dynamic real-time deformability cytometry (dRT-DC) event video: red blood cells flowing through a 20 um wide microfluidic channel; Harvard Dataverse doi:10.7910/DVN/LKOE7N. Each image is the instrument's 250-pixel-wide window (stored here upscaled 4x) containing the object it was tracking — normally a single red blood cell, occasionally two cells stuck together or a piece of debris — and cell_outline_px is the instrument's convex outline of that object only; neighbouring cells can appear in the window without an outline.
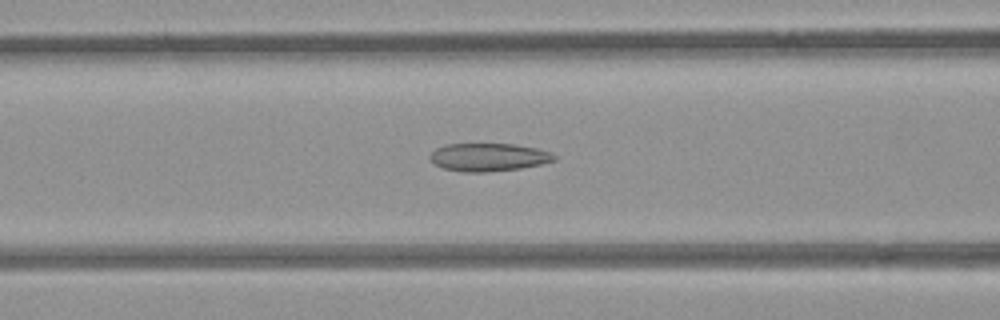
{"species": "common noctule bat (a hibernating species)", "species_latin": "Nyctalus noctula", "temperature_condition": "room temperature", "stored_images_in_passage": 37, "camera_frame_rate_fps": 3000, "um_per_image_px": 0.085, "animal": {"sex": "female", "body_mass_g": 21.9}, "frame": {"image": 1, "passage_image": 12, "time_ms": 3.667, "image_size_px": [1000, 320], "cell_outline_px": [[556, 160], [540, 164], [520, 168], [484, 172], [464, 172], [444, 168], [436, 164], [428, 156], [436, 148], [444, 144], [512, 144], [536, 148], [552, 152], [556, 156]], "centroid_in_image_um": [41.53, 13.35], "position_along_channel_um": 125.1, "area_um2": 20.11}}
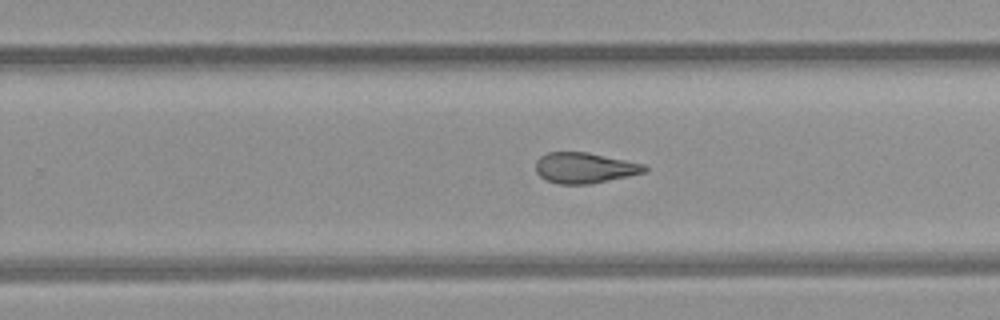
{"frame": {"image": 2, "passage_image": 24, "time_ms": 7.667, "image_size_px": [1000, 320], "cell_outline_px": [[648, 168], [644, 172], [628, 176], [592, 184], [560, 184], [548, 180], [540, 176], [536, 172], [536, 160], [540, 156], [548, 152], [588, 152], [644, 164]], "centroid_in_image_um": [49.68, 14.26], "position_along_channel_um": 280.1, "area_um2": 19.36}}
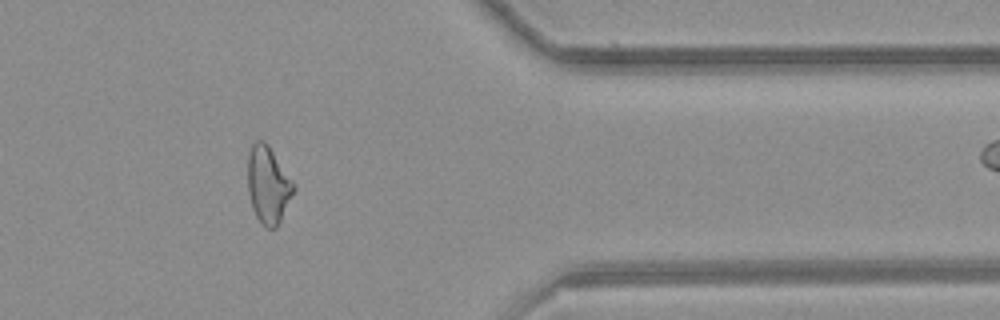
{"frame": {"image": 3, "passage_image": 34, "time_ms": 11.0, "image_size_px": [1000, 320], "cell_outline_px": [[296, 188], [276, 228], [264, 228], [256, 216], [252, 208], [248, 192], [248, 156], [252, 144], [256, 140], [264, 140], [268, 144], [296, 184]], "centroid_in_image_um": [22.8, 15.7], "position_along_channel_um": 388.6, "area_um2": 20.75}}